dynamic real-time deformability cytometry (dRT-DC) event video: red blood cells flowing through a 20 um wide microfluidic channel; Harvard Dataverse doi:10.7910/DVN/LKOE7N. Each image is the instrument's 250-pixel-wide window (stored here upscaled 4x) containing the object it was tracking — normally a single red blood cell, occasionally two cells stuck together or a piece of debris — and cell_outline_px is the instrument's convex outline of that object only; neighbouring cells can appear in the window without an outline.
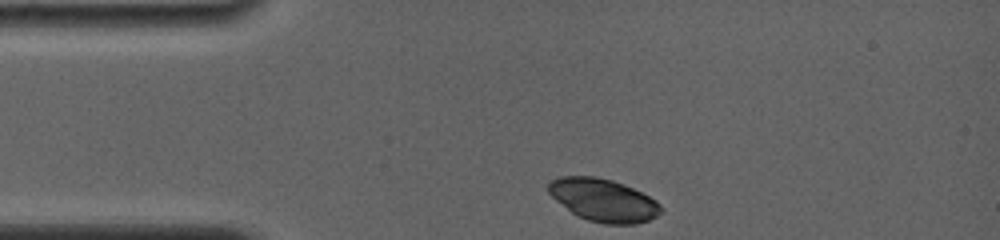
{"species": "common noctule bat (a hibernating species)", "species_latin": "Nyctalus noctula", "temperature_condition": "room temperature", "stored_images_in_passage": 6, "camera_frame_rate_fps": 4000, "um_per_image_px": 0.085, "animal": {"sex": "female", "body_mass_g": 19.0, "forearm_length_mm": 56.7}, "frame": {"image": 1, "passage_image": 1, "time_ms": 0.0, "image_size_px": [1000, 240], "cell_outline_px": [[664, 212], [648, 220], [636, 224], [604, 224], [588, 220], [576, 216], [556, 200], [548, 192], [548, 184], [552, 180], [560, 176], [596, 176], [612, 180], [624, 184], [656, 200], [664, 208]], "centroid_in_image_um": [51.3, 17.02], "position_along_channel_um": 33.7, "area_um2": 28.09}}
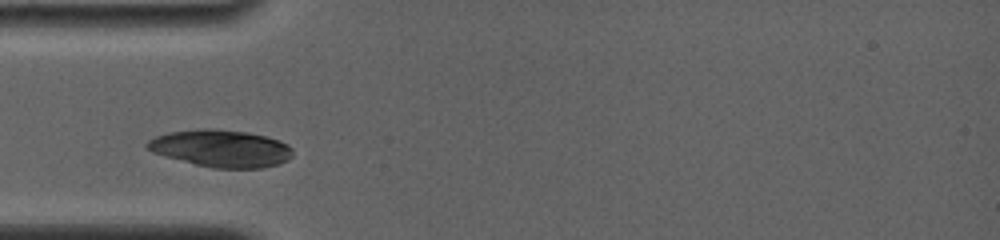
{"frame": {"image": 2, "passage_image": 5, "time_ms": 1.75, "image_size_px": [1000, 240], "cell_outline_px": [[292, 156], [288, 160], [276, 164], [260, 168], [212, 168], [196, 164], [152, 152], [144, 144], [148, 140], [156, 136], [168, 132], [196, 128], [216, 128], [248, 132], [264, 136], [288, 144], [292, 148]], "centroid_in_image_um": [18.77, 12.6], "position_along_channel_um": 66.2, "area_um2": 31.5}}